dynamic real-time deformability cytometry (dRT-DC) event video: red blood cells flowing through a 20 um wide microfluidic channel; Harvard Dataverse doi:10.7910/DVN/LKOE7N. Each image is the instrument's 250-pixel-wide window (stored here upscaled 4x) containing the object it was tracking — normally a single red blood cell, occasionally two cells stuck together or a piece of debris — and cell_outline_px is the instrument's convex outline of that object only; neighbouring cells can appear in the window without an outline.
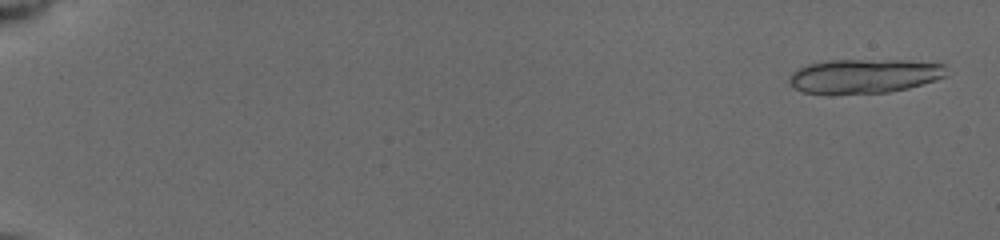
{"species": "common noctule bat (a hibernating species)", "species_latin": "Nyctalus noctula", "temperature_condition": "cold", "stored_images_in_passage": 7, "camera_frame_rate_fps": 3000, "um_per_image_px": 0.085, "animal": {"sex": "female", "body_mass_g": 19.5, "forearm_length_mm": 54.1}, "frame": {"image": 1, "passage_image": 2, "time_ms": 0.333, "image_size_px": [1000, 240], "cell_outline_px": [[948, 76], [936, 80], [908, 88], [888, 92], [832, 96], [800, 92], [788, 80], [788, 76], [792, 72], [808, 64], [828, 60], [908, 60], [944, 64]], "centroid_in_image_um": [73.43, 6.49], "position_along_channel_um": 11.6, "area_um2": 32.19}}